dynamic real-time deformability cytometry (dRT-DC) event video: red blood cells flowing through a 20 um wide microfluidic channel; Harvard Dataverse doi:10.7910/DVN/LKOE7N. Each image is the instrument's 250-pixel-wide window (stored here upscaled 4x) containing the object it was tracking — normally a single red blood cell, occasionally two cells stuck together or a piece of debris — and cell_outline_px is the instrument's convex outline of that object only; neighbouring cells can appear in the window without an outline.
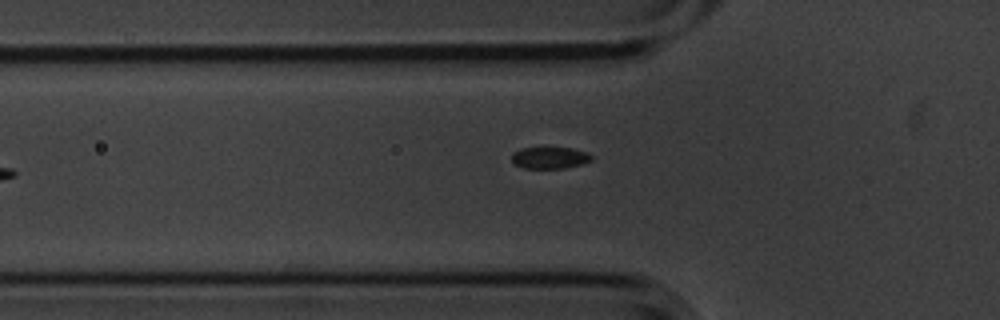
{"species": "common noctule bat (a hibernating species)", "species_latin": "Nyctalus noctula", "temperature_condition": "cold", "stored_images_in_passage": 5, "camera_frame_rate_fps": 3000, "um_per_image_px": 0.085, "animal": {"sex": "male", "body_mass_g": 20.1, "forearm_length_mm": 53.5}, "frame": {"image": 1, "passage_image": 5, "time_ms": 1.333, "image_size_px": [1000, 320], "cell_outline_px": [[592, 160], [580, 164], [564, 168], [524, 168], [516, 164], [512, 160], [512, 152], [520, 148], [544, 144], [572, 148], [588, 152], [592, 156]], "centroid_in_image_um": [46.7, 13.33], "position_along_channel_um": 79.1, "area_um2": 10.75}}